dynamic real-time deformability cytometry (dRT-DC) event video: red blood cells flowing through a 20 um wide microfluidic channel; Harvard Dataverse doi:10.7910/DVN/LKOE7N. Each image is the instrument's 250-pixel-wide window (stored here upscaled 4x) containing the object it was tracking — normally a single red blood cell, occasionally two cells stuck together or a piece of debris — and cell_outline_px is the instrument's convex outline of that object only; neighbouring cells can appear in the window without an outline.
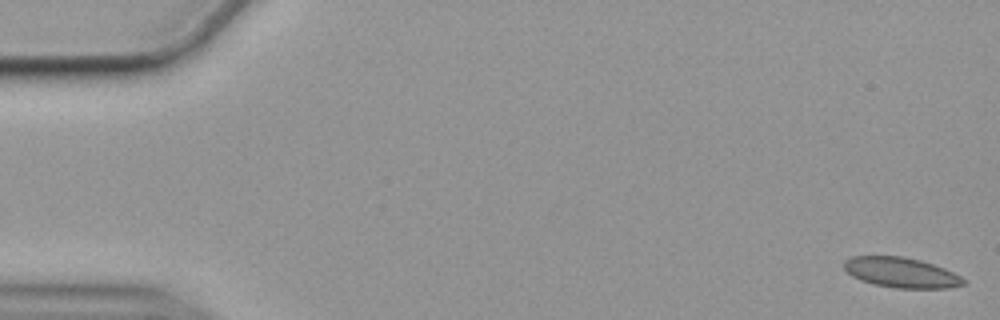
{"species": "common noctule bat (a hibernating species)", "species_latin": "Nyctalus noctula", "temperature_condition": "cold", "stored_images_in_passage": 14, "camera_frame_rate_fps": 3000, "um_per_image_px": 0.085, "animal": {"sex": "female", "body_mass_g": 19.9}, "frame": {"image": 1, "passage_image": 1, "time_ms": 0.0, "image_size_px": [1000, 320], "cell_outline_px": [[964, 284], [948, 288], [896, 288], [872, 284], [860, 280], [852, 276], [844, 268], [844, 260], [852, 256], [904, 256], [920, 260], [944, 268], [960, 276], [964, 280]], "centroid_in_image_um": [76.56, 23.16], "position_along_channel_um": 8.4, "area_um2": 20.92}}